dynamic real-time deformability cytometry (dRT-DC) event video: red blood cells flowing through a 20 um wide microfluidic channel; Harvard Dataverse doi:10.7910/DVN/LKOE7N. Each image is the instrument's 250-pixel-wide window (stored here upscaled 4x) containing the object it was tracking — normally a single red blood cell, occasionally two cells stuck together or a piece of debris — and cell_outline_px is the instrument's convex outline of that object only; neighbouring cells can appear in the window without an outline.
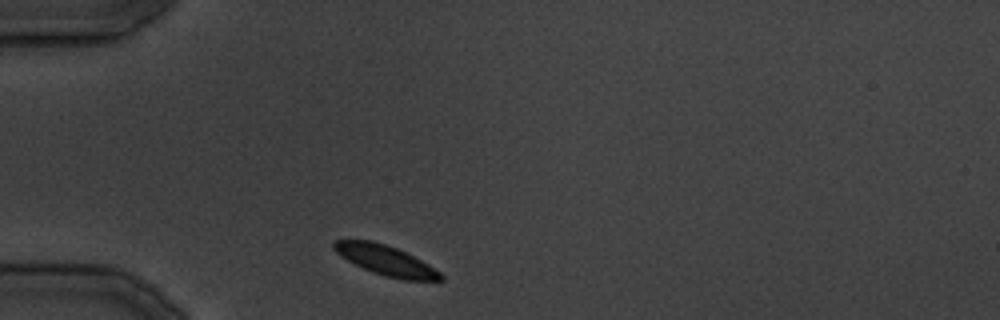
{"species": "common noctule bat (a hibernating species)", "species_latin": "Nyctalus noctula", "temperature_condition": "cold", "stored_images_in_passage": 16, "camera_frame_rate_fps": 3000, "um_per_image_px": 0.085, "animal": {"sex": "male", "body_mass_g": 19.5, "forearm_length_mm": 54.6}, "frame": {"image": 1, "passage_image": 1, "time_ms": 0.0, "image_size_px": [1000, 320], "cell_outline_px": [[444, 280], [404, 280], [384, 276], [372, 272], [340, 256], [332, 248], [332, 240], [372, 240], [396, 248], [428, 264], [440, 272], [444, 276]], "centroid_in_image_um": [32.77, 22.13], "position_along_channel_um": 52.2, "area_um2": 18.44}}
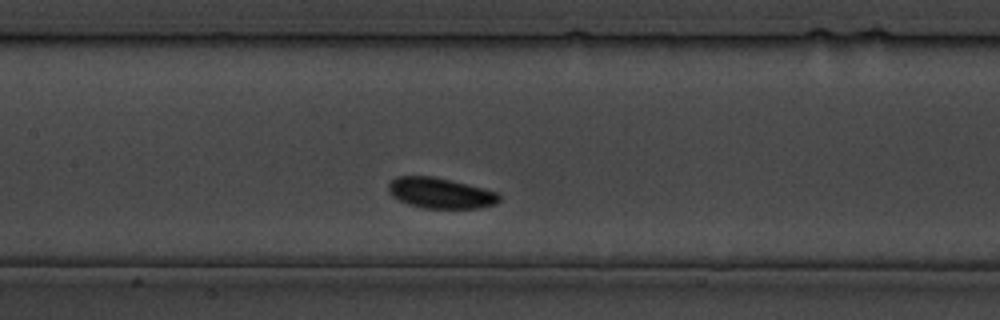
{"frame": {"image": 2, "passage_image": 8, "time_ms": 9.0, "image_size_px": [1000, 320], "cell_outline_px": [[500, 200], [496, 204], [476, 208], [424, 208], [408, 204], [392, 196], [388, 192], [388, 184], [396, 176], [432, 176], [496, 192], [500, 196]], "centroid_in_image_um": [37.39, 16.42], "position_along_channel_um": 170.0, "area_um2": 19.42}}
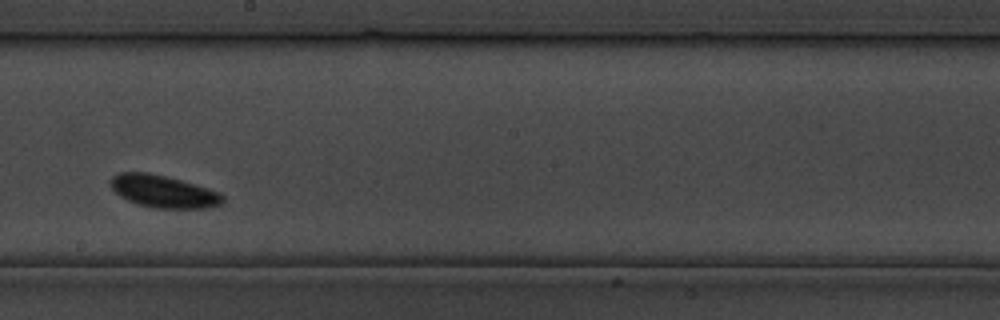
{"frame": {"image": 3, "passage_image": 12, "time_ms": 13.333, "image_size_px": [1000, 320], "cell_outline_px": [[224, 200], [220, 204], [204, 208], [152, 208], [128, 200], [120, 196], [108, 184], [108, 180], [112, 176], [120, 172], [148, 172], [180, 180], [208, 188], [220, 192], [224, 196]], "centroid_in_image_um": [13.85, 16.26], "position_along_channel_um": 234.3, "area_um2": 21.1}}